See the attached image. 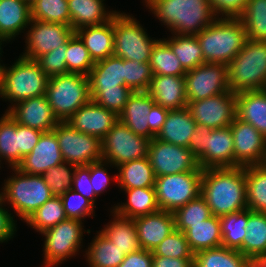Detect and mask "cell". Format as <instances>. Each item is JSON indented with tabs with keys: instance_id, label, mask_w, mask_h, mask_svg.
Masks as SVG:
<instances>
[{
	"instance_id": "cell-1",
	"label": "cell",
	"mask_w": 266,
	"mask_h": 267,
	"mask_svg": "<svg viewBox=\"0 0 266 267\" xmlns=\"http://www.w3.org/2000/svg\"><path fill=\"white\" fill-rule=\"evenodd\" d=\"M201 195L214 216L247 209L245 166L203 169Z\"/></svg>"
},
{
	"instance_id": "cell-2",
	"label": "cell",
	"mask_w": 266,
	"mask_h": 267,
	"mask_svg": "<svg viewBox=\"0 0 266 267\" xmlns=\"http://www.w3.org/2000/svg\"><path fill=\"white\" fill-rule=\"evenodd\" d=\"M171 34L197 35L218 17L209 0H143Z\"/></svg>"
},
{
	"instance_id": "cell-3",
	"label": "cell",
	"mask_w": 266,
	"mask_h": 267,
	"mask_svg": "<svg viewBox=\"0 0 266 267\" xmlns=\"http://www.w3.org/2000/svg\"><path fill=\"white\" fill-rule=\"evenodd\" d=\"M1 61L0 58V99L11 103L6 112L18 102L46 94L49 77L35 60L19 55L9 67Z\"/></svg>"
},
{
	"instance_id": "cell-4",
	"label": "cell",
	"mask_w": 266,
	"mask_h": 267,
	"mask_svg": "<svg viewBox=\"0 0 266 267\" xmlns=\"http://www.w3.org/2000/svg\"><path fill=\"white\" fill-rule=\"evenodd\" d=\"M205 63L228 65L245 45L247 33L239 18L218 17L196 35Z\"/></svg>"
},
{
	"instance_id": "cell-5",
	"label": "cell",
	"mask_w": 266,
	"mask_h": 267,
	"mask_svg": "<svg viewBox=\"0 0 266 267\" xmlns=\"http://www.w3.org/2000/svg\"><path fill=\"white\" fill-rule=\"evenodd\" d=\"M229 91L266 89V41L248 39L227 65Z\"/></svg>"
},
{
	"instance_id": "cell-6",
	"label": "cell",
	"mask_w": 266,
	"mask_h": 267,
	"mask_svg": "<svg viewBox=\"0 0 266 267\" xmlns=\"http://www.w3.org/2000/svg\"><path fill=\"white\" fill-rule=\"evenodd\" d=\"M12 175L4 179L0 195L16 215L25 222L29 216L54 195L42 175H30L17 167L11 168Z\"/></svg>"
},
{
	"instance_id": "cell-7",
	"label": "cell",
	"mask_w": 266,
	"mask_h": 267,
	"mask_svg": "<svg viewBox=\"0 0 266 267\" xmlns=\"http://www.w3.org/2000/svg\"><path fill=\"white\" fill-rule=\"evenodd\" d=\"M188 148L201 169L234 167V145L231 126L212 129L197 124Z\"/></svg>"
},
{
	"instance_id": "cell-8",
	"label": "cell",
	"mask_w": 266,
	"mask_h": 267,
	"mask_svg": "<svg viewBox=\"0 0 266 267\" xmlns=\"http://www.w3.org/2000/svg\"><path fill=\"white\" fill-rule=\"evenodd\" d=\"M45 96L59 122H66L91 100L89 77L76 73L49 77Z\"/></svg>"
},
{
	"instance_id": "cell-9",
	"label": "cell",
	"mask_w": 266,
	"mask_h": 267,
	"mask_svg": "<svg viewBox=\"0 0 266 267\" xmlns=\"http://www.w3.org/2000/svg\"><path fill=\"white\" fill-rule=\"evenodd\" d=\"M114 56L130 61L150 62L153 47L160 39L151 38L134 16L118 11L113 16Z\"/></svg>"
},
{
	"instance_id": "cell-10",
	"label": "cell",
	"mask_w": 266,
	"mask_h": 267,
	"mask_svg": "<svg viewBox=\"0 0 266 267\" xmlns=\"http://www.w3.org/2000/svg\"><path fill=\"white\" fill-rule=\"evenodd\" d=\"M84 233L90 234L91 231L84 230L83 222L75 219H66L42 232V236L45 237L44 266L58 267L63 261L79 254Z\"/></svg>"
},
{
	"instance_id": "cell-11",
	"label": "cell",
	"mask_w": 266,
	"mask_h": 267,
	"mask_svg": "<svg viewBox=\"0 0 266 267\" xmlns=\"http://www.w3.org/2000/svg\"><path fill=\"white\" fill-rule=\"evenodd\" d=\"M202 171H188L155 178L156 201L160 210L174 212L201 194Z\"/></svg>"
},
{
	"instance_id": "cell-12",
	"label": "cell",
	"mask_w": 266,
	"mask_h": 267,
	"mask_svg": "<svg viewBox=\"0 0 266 267\" xmlns=\"http://www.w3.org/2000/svg\"><path fill=\"white\" fill-rule=\"evenodd\" d=\"M101 143L102 160L118 167L122 163L147 157L150 139L136 135L118 120Z\"/></svg>"
},
{
	"instance_id": "cell-13",
	"label": "cell",
	"mask_w": 266,
	"mask_h": 267,
	"mask_svg": "<svg viewBox=\"0 0 266 267\" xmlns=\"http://www.w3.org/2000/svg\"><path fill=\"white\" fill-rule=\"evenodd\" d=\"M53 131L64 162L84 166L102 160V143L97 137L82 133L67 122H59Z\"/></svg>"
},
{
	"instance_id": "cell-14",
	"label": "cell",
	"mask_w": 266,
	"mask_h": 267,
	"mask_svg": "<svg viewBox=\"0 0 266 267\" xmlns=\"http://www.w3.org/2000/svg\"><path fill=\"white\" fill-rule=\"evenodd\" d=\"M147 157L155 177L178 174L188 171H203L197 158L188 147H182L152 138Z\"/></svg>"
},
{
	"instance_id": "cell-15",
	"label": "cell",
	"mask_w": 266,
	"mask_h": 267,
	"mask_svg": "<svg viewBox=\"0 0 266 267\" xmlns=\"http://www.w3.org/2000/svg\"><path fill=\"white\" fill-rule=\"evenodd\" d=\"M29 26L24 35L25 51L20 55L31 60L65 45L75 33L71 26L61 23L31 19Z\"/></svg>"
},
{
	"instance_id": "cell-16",
	"label": "cell",
	"mask_w": 266,
	"mask_h": 267,
	"mask_svg": "<svg viewBox=\"0 0 266 267\" xmlns=\"http://www.w3.org/2000/svg\"><path fill=\"white\" fill-rule=\"evenodd\" d=\"M184 77L188 101L213 97L229 90L226 64L204 63L187 71Z\"/></svg>"
},
{
	"instance_id": "cell-17",
	"label": "cell",
	"mask_w": 266,
	"mask_h": 267,
	"mask_svg": "<svg viewBox=\"0 0 266 267\" xmlns=\"http://www.w3.org/2000/svg\"><path fill=\"white\" fill-rule=\"evenodd\" d=\"M187 108L196 124L212 129L224 128L236 117V93L228 90L213 97L188 101Z\"/></svg>"
},
{
	"instance_id": "cell-18",
	"label": "cell",
	"mask_w": 266,
	"mask_h": 267,
	"mask_svg": "<svg viewBox=\"0 0 266 267\" xmlns=\"http://www.w3.org/2000/svg\"><path fill=\"white\" fill-rule=\"evenodd\" d=\"M234 145V167L264 164L266 137L237 116L231 123Z\"/></svg>"
},
{
	"instance_id": "cell-19",
	"label": "cell",
	"mask_w": 266,
	"mask_h": 267,
	"mask_svg": "<svg viewBox=\"0 0 266 267\" xmlns=\"http://www.w3.org/2000/svg\"><path fill=\"white\" fill-rule=\"evenodd\" d=\"M7 113L17 123L42 132L52 131L59 123L45 95L18 102Z\"/></svg>"
},
{
	"instance_id": "cell-20",
	"label": "cell",
	"mask_w": 266,
	"mask_h": 267,
	"mask_svg": "<svg viewBox=\"0 0 266 267\" xmlns=\"http://www.w3.org/2000/svg\"><path fill=\"white\" fill-rule=\"evenodd\" d=\"M118 121L113 111L90 100L81 106L66 122L76 130L97 137L102 141L107 132Z\"/></svg>"
},
{
	"instance_id": "cell-21",
	"label": "cell",
	"mask_w": 266,
	"mask_h": 267,
	"mask_svg": "<svg viewBox=\"0 0 266 267\" xmlns=\"http://www.w3.org/2000/svg\"><path fill=\"white\" fill-rule=\"evenodd\" d=\"M64 163L55 132H43L37 145L17 168L26 174L42 175L51 167Z\"/></svg>"
},
{
	"instance_id": "cell-22",
	"label": "cell",
	"mask_w": 266,
	"mask_h": 267,
	"mask_svg": "<svg viewBox=\"0 0 266 267\" xmlns=\"http://www.w3.org/2000/svg\"><path fill=\"white\" fill-rule=\"evenodd\" d=\"M134 221L141 247L149 251H152L176 229L173 212L160 209L134 218Z\"/></svg>"
},
{
	"instance_id": "cell-23",
	"label": "cell",
	"mask_w": 266,
	"mask_h": 267,
	"mask_svg": "<svg viewBox=\"0 0 266 267\" xmlns=\"http://www.w3.org/2000/svg\"><path fill=\"white\" fill-rule=\"evenodd\" d=\"M147 92L155 104L169 110L187 107L184 76L153 75Z\"/></svg>"
},
{
	"instance_id": "cell-24",
	"label": "cell",
	"mask_w": 266,
	"mask_h": 267,
	"mask_svg": "<svg viewBox=\"0 0 266 267\" xmlns=\"http://www.w3.org/2000/svg\"><path fill=\"white\" fill-rule=\"evenodd\" d=\"M30 21V5L27 2L0 0V46L15 40L21 32L24 33Z\"/></svg>"
},
{
	"instance_id": "cell-25",
	"label": "cell",
	"mask_w": 266,
	"mask_h": 267,
	"mask_svg": "<svg viewBox=\"0 0 266 267\" xmlns=\"http://www.w3.org/2000/svg\"><path fill=\"white\" fill-rule=\"evenodd\" d=\"M154 104V100L147 91H135L129 96L124 109L118 115V120L136 135L151 140L154 136L149 132L147 121H149L148 113Z\"/></svg>"
},
{
	"instance_id": "cell-26",
	"label": "cell",
	"mask_w": 266,
	"mask_h": 267,
	"mask_svg": "<svg viewBox=\"0 0 266 267\" xmlns=\"http://www.w3.org/2000/svg\"><path fill=\"white\" fill-rule=\"evenodd\" d=\"M75 33L83 41L94 63L114 54L113 17L104 24L83 27Z\"/></svg>"
},
{
	"instance_id": "cell-27",
	"label": "cell",
	"mask_w": 266,
	"mask_h": 267,
	"mask_svg": "<svg viewBox=\"0 0 266 267\" xmlns=\"http://www.w3.org/2000/svg\"><path fill=\"white\" fill-rule=\"evenodd\" d=\"M105 0H67L70 13V26L76 31L87 26L106 23L117 13L108 10ZM107 9V10H106Z\"/></svg>"
},
{
	"instance_id": "cell-28",
	"label": "cell",
	"mask_w": 266,
	"mask_h": 267,
	"mask_svg": "<svg viewBox=\"0 0 266 267\" xmlns=\"http://www.w3.org/2000/svg\"><path fill=\"white\" fill-rule=\"evenodd\" d=\"M236 116L266 137V89L236 93Z\"/></svg>"
},
{
	"instance_id": "cell-29",
	"label": "cell",
	"mask_w": 266,
	"mask_h": 267,
	"mask_svg": "<svg viewBox=\"0 0 266 267\" xmlns=\"http://www.w3.org/2000/svg\"><path fill=\"white\" fill-rule=\"evenodd\" d=\"M196 125L187 107L169 110L166 121L156 138L174 145L188 147Z\"/></svg>"
},
{
	"instance_id": "cell-30",
	"label": "cell",
	"mask_w": 266,
	"mask_h": 267,
	"mask_svg": "<svg viewBox=\"0 0 266 267\" xmlns=\"http://www.w3.org/2000/svg\"><path fill=\"white\" fill-rule=\"evenodd\" d=\"M125 192L127 201L113 205L110 210L126 218H137L159 210L154 187L121 189Z\"/></svg>"
},
{
	"instance_id": "cell-31",
	"label": "cell",
	"mask_w": 266,
	"mask_h": 267,
	"mask_svg": "<svg viewBox=\"0 0 266 267\" xmlns=\"http://www.w3.org/2000/svg\"><path fill=\"white\" fill-rule=\"evenodd\" d=\"M110 213L113 219L100 232L126 254L142 249L134 219L122 217L112 210Z\"/></svg>"
},
{
	"instance_id": "cell-32",
	"label": "cell",
	"mask_w": 266,
	"mask_h": 267,
	"mask_svg": "<svg viewBox=\"0 0 266 267\" xmlns=\"http://www.w3.org/2000/svg\"><path fill=\"white\" fill-rule=\"evenodd\" d=\"M88 77L90 90H111L125 86L124 59L112 55L95 62Z\"/></svg>"
},
{
	"instance_id": "cell-33",
	"label": "cell",
	"mask_w": 266,
	"mask_h": 267,
	"mask_svg": "<svg viewBox=\"0 0 266 267\" xmlns=\"http://www.w3.org/2000/svg\"><path fill=\"white\" fill-rule=\"evenodd\" d=\"M194 254L205 249L222 246L220 218L212 215L198 224H190L183 232Z\"/></svg>"
},
{
	"instance_id": "cell-34",
	"label": "cell",
	"mask_w": 266,
	"mask_h": 267,
	"mask_svg": "<svg viewBox=\"0 0 266 267\" xmlns=\"http://www.w3.org/2000/svg\"><path fill=\"white\" fill-rule=\"evenodd\" d=\"M116 169L120 189L155 186L156 177L148 157L122 163Z\"/></svg>"
},
{
	"instance_id": "cell-35",
	"label": "cell",
	"mask_w": 266,
	"mask_h": 267,
	"mask_svg": "<svg viewBox=\"0 0 266 267\" xmlns=\"http://www.w3.org/2000/svg\"><path fill=\"white\" fill-rule=\"evenodd\" d=\"M247 234L238 249L248 259L266 257V213L248 209Z\"/></svg>"
},
{
	"instance_id": "cell-36",
	"label": "cell",
	"mask_w": 266,
	"mask_h": 267,
	"mask_svg": "<svg viewBox=\"0 0 266 267\" xmlns=\"http://www.w3.org/2000/svg\"><path fill=\"white\" fill-rule=\"evenodd\" d=\"M84 251L89 267H118L126 253L115 246L99 231Z\"/></svg>"
},
{
	"instance_id": "cell-37",
	"label": "cell",
	"mask_w": 266,
	"mask_h": 267,
	"mask_svg": "<svg viewBox=\"0 0 266 267\" xmlns=\"http://www.w3.org/2000/svg\"><path fill=\"white\" fill-rule=\"evenodd\" d=\"M0 118V158L8 167L16 168L23 160L19 153V123L7 112Z\"/></svg>"
},
{
	"instance_id": "cell-38",
	"label": "cell",
	"mask_w": 266,
	"mask_h": 267,
	"mask_svg": "<svg viewBox=\"0 0 266 267\" xmlns=\"http://www.w3.org/2000/svg\"><path fill=\"white\" fill-rule=\"evenodd\" d=\"M247 209L266 213V165L245 166Z\"/></svg>"
},
{
	"instance_id": "cell-39",
	"label": "cell",
	"mask_w": 266,
	"mask_h": 267,
	"mask_svg": "<svg viewBox=\"0 0 266 267\" xmlns=\"http://www.w3.org/2000/svg\"><path fill=\"white\" fill-rule=\"evenodd\" d=\"M248 261L239 250L220 246L194 254L193 267H247Z\"/></svg>"
},
{
	"instance_id": "cell-40",
	"label": "cell",
	"mask_w": 266,
	"mask_h": 267,
	"mask_svg": "<svg viewBox=\"0 0 266 267\" xmlns=\"http://www.w3.org/2000/svg\"><path fill=\"white\" fill-rule=\"evenodd\" d=\"M171 37L163 40L171 47L186 71L205 63L196 35L172 34Z\"/></svg>"
},
{
	"instance_id": "cell-41",
	"label": "cell",
	"mask_w": 266,
	"mask_h": 267,
	"mask_svg": "<svg viewBox=\"0 0 266 267\" xmlns=\"http://www.w3.org/2000/svg\"><path fill=\"white\" fill-rule=\"evenodd\" d=\"M66 219L61 197L53 196L33 212L25 222L41 234Z\"/></svg>"
},
{
	"instance_id": "cell-42",
	"label": "cell",
	"mask_w": 266,
	"mask_h": 267,
	"mask_svg": "<svg viewBox=\"0 0 266 267\" xmlns=\"http://www.w3.org/2000/svg\"><path fill=\"white\" fill-rule=\"evenodd\" d=\"M219 218L222 246L238 250L247 234L248 209L226 214Z\"/></svg>"
},
{
	"instance_id": "cell-43",
	"label": "cell",
	"mask_w": 266,
	"mask_h": 267,
	"mask_svg": "<svg viewBox=\"0 0 266 267\" xmlns=\"http://www.w3.org/2000/svg\"><path fill=\"white\" fill-rule=\"evenodd\" d=\"M238 18L248 39L266 41V0H248Z\"/></svg>"
},
{
	"instance_id": "cell-44",
	"label": "cell",
	"mask_w": 266,
	"mask_h": 267,
	"mask_svg": "<svg viewBox=\"0 0 266 267\" xmlns=\"http://www.w3.org/2000/svg\"><path fill=\"white\" fill-rule=\"evenodd\" d=\"M149 64L153 75L185 76L187 72L163 39L153 47Z\"/></svg>"
},
{
	"instance_id": "cell-45",
	"label": "cell",
	"mask_w": 266,
	"mask_h": 267,
	"mask_svg": "<svg viewBox=\"0 0 266 267\" xmlns=\"http://www.w3.org/2000/svg\"><path fill=\"white\" fill-rule=\"evenodd\" d=\"M30 18L70 26L68 2L67 0H35L30 5Z\"/></svg>"
},
{
	"instance_id": "cell-46",
	"label": "cell",
	"mask_w": 266,
	"mask_h": 267,
	"mask_svg": "<svg viewBox=\"0 0 266 267\" xmlns=\"http://www.w3.org/2000/svg\"><path fill=\"white\" fill-rule=\"evenodd\" d=\"M176 230L184 232L190 224H198L212 216L205 198L200 194L173 212Z\"/></svg>"
},
{
	"instance_id": "cell-47",
	"label": "cell",
	"mask_w": 266,
	"mask_h": 267,
	"mask_svg": "<svg viewBox=\"0 0 266 267\" xmlns=\"http://www.w3.org/2000/svg\"><path fill=\"white\" fill-rule=\"evenodd\" d=\"M66 66L68 73L89 76L94 62L79 36L74 33L67 42Z\"/></svg>"
},
{
	"instance_id": "cell-48",
	"label": "cell",
	"mask_w": 266,
	"mask_h": 267,
	"mask_svg": "<svg viewBox=\"0 0 266 267\" xmlns=\"http://www.w3.org/2000/svg\"><path fill=\"white\" fill-rule=\"evenodd\" d=\"M152 253L156 256L173 257L179 259H194L186 235L182 231L174 230L157 245Z\"/></svg>"
},
{
	"instance_id": "cell-49",
	"label": "cell",
	"mask_w": 266,
	"mask_h": 267,
	"mask_svg": "<svg viewBox=\"0 0 266 267\" xmlns=\"http://www.w3.org/2000/svg\"><path fill=\"white\" fill-rule=\"evenodd\" d=\"M152 77L149 63L124 59V85L133 92L147 91Z\"/></svg>"
},
{
	"instance_id": "cell-50",
	"label": "cell",
	"mask_w": 266,
	"mask_h": 267,
	"mask_svg": "<svg viewBox=\"0 0 266 267\" xmlns=\"http://www.w3.org/2000/svg\"><path fill=\"white\" fill-rule=\"evenodd\" d=\"M75 168V165L64 162L51 167L42 174V177L54 196H61L67 190L72 189Z\"/></svg>"
},
{
	"instance_id": "cell-51",
	"label": "cell",
	"mask_w": 266,
	"mask_h": 267,
	"mask_svg": "<svg viewBox=\"0 0 266 267\" xmlns=\"http://www.w3.org/2000/svg\"><path fill=\"white\" fill-rule=\"evenodd\" d=\"M90 93L91 100L96 104L119 115L133 91L127 86H118V89L90 90Z\"/></svg>"
},
{
	"instance_id": "cell-52",
	"label": "cell",
	"mask_w": 266,
	"mask_h": 267,
	"mask_svg": "<svg viewBox=\"0 0 266 267\" xmlns=\"http://www.w3.org/2000/svg\"><path fill=\"white\" fill-rule=\"evenodd\" d=\"M60 197L63 202L67 219H75L84 222L87 216L92 218L93 216H96L94 210L95 206L87 198L75 190H67Z\"/></svg>"
},
{
	"instance_id": "cell-53",
	"label": "cell",
	"mask_w": 266,
	"mask_h": 267,
	"mask_svg": "<svg viewBox=\"0 0 266 267\" xmlns=\"http://www.w3.org/2000/svg\"><path fill=\"white\" fill-rule=\"evenodd\" d=\"M66 50L67 43L65 45H61L58 49H54L49 53L43 54L35 61L48 77L67 74Z\"/></svg>"
},
{
	"instance_id": "cell-54",
	"label": "cell",
	"mask_w": 266,
	"mask_h": 267,
	"mask_svg": "<svg viewBox=\"0 0 266 267\" xmlns=\"http://www.w3.org/2000/svg\"><path fill=\"white\" fill-rule=\"evenodd\" d=\"M109 165L115 168V166L104 160L90 164V181L97 197L104 193V191L106 192L107 187L110 185L109 183L113 179L117 183V175H114L112 180L110 179L108 170L106 169Z\"/></svg>"
},
{
	"instance_id": "cell-55",
	"label": "cell",
	"mask_w": 266,
	"mask_h": 267,
	"mask_svg": "<svg viewBox=\"0 0 266 267\" xmlns=\"http://www.w3.org/2000/svg\"><path fill=\"white\" fill-rule=\"evenodd\" d=\"M72 189L87 198L94 206L97 196L94 193L93 186L90 181V164L84 166H76L72 182Z\"/></svg>"
},
{
	"instance_id": "cell-56",
	"label": "cell",
	"mask_w": 266,
	"mask_h": 267,
	"mask_svg": "<svg viewBox=\"0 0 266 267\" xmlns=\"http://www.w3.org/2000/svg\"><path fill=\"white\" fill-rule=\"evenodd\" d=\"M248 0H209L217 17L238 18Z\"/></svg>"
},
{
	"instance_id": "cell-57",
	"label": "cell",
	"mask_w": 266,
	"mask_h": 267,
	"mask_svg": "<svg viewBox=\"0 0 266 267\" xmlns=\"http://www.w3.org/2000/svg\"><path fill=\"white\" fill-rule=\"evenodd\" d=\"M5 207L6 204L0 195V243L10 241L17 232L15 216Z\"/></svg>"
},
{
	"instance_id": "cell-58",
	"label": "cell",
	"mask_w": 266,
	"mask_h": 267,
	"mask_svg": "<svg viewBox=\"0 0 266 267\" xmlns=\"http://www.w3.org/2000/svg\"><path fill=\"white\" fill-rule=\"evenodd\" d=\"M42 131L19 124V153L25 157L37 145Z\"/></svg>"
},
{
	"instance_id": "cell-59",
	"label": "cell",
	"mask_w": 266,
	"mask_h": 267,
	"mask_svg": "<svg viewBox=\"0 0 266 267\" xmlns=\"http://www.w3.org/2000/svg\"><path fill=\"white\" fill-rule=\"evenodd\" d=\"M153 253L149 250L140 249L126 254L118 267H152Z\"/></svg>"
},
{
	"instance_id": "cell-60",
	"label": "cell",
	"mask_w": 266,
	"mask_h": 267,
	"mask_svg": "<svg viewBox=\"0 0 266 267\" xmlns=\"http://www.w3.org/2000/svg\"><path fill=\"white\" fill-rule=\"evenodd\" d=\"M168 111L169 109L157 104H154L151 107L150 112L148 113L149 121H147V123L149 125V132L154 137L161 131L163 124L166 121Z\"/></svg>"
},
{
	"instance_id": "cell-61",
	"label": "cell",
	"mask_w": 266,
	"mask_h": 267,
	"mask_svg": "<svg viewBox=\"0 0 266 267\" xmlns=\"http://www.w3.org/2000/svg\"><path fill=\"white\" fill-rule=\"evenodd\" d=\"M194 259H179L153 254L152 267H193Z\"/></svg>"
},
{
	"instance_id": "cell-62",
	"label": "cell",
	"mask_w": 266,
	"mask_h": 267,
	"mask_svg": "<svg viewBox=\"0 0 266 267\" xmlns=\"http://www.w3.org/2000/svg\"><path fill=\"white\" fill-rule=\"evenodd\" d=\"M247 267H266V257L249 259Z\"/></svg>"
},
{
	"instance_id": "cell-63",
	"label": "cell",
	"mask_w": 266,
	"mask_h": 267,
	"mask_svg": "<svg viewBox=\"0 0 266 267\" xmlns=\"http://www.w3.org/2000/svg\"><path fill=\"white\" fill-rule=\"evenodd\" d=\"M25 2H27L29 5H31L35 0H23Z\"/></svg>"
},
{
	"instance_id": "cell-64",
	"label": "cell",
	"mask_w": 266,
	"mask_h": 267,
	"mask_svg": "<svg viewBox=\"0 0 266 267\" xmlns=\"http://www.w3.org/2000/svg\"><path fill=\"white\" fill-rule=\"evenodd\" d=\"M2 52H3V49H2V47L0 46V57H1V55H2Z\"/></svg>"
}]
</instances>
